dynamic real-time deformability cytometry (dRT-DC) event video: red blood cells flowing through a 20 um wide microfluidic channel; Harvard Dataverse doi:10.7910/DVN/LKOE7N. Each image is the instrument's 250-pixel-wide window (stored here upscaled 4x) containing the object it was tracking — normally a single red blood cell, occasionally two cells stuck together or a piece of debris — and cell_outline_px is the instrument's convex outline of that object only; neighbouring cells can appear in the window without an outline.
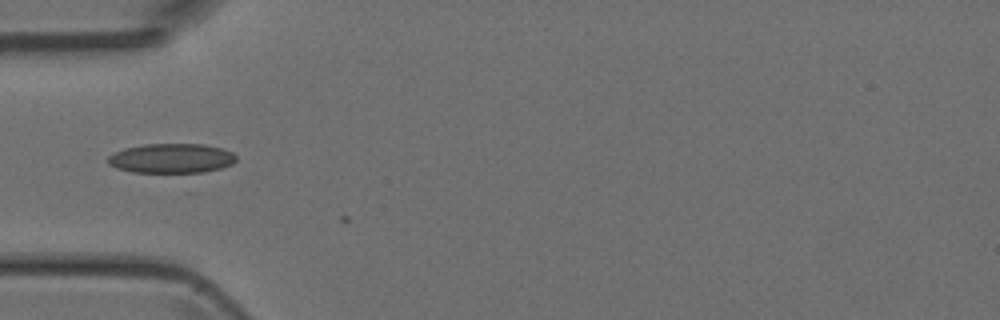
{"species": "Egyptian fruit bat (a non-hibernating species)", "species_latin": "Rousettus aegyptiacus", "temperature_condition": "room temperature", "stored_images_in_passage": 3, "camera_frame_rate_fps": 3000, "um_per_image_px": 0.085, "animal": {"sex": "female"}, "frame": {"image": 1, "passage_image": 2, "time_ms": 0.333, "image_size_px": [1000, 320], "cell_outline_px": [[236, 160], [232, 164], [220, 168], [188, 176], [132, 172], [116, 168], [108, 164], [108, 156], [124, 148], [144, 144], [204, 144], [224, 148], [232, 152], [236, 156]], "centroid_in_image_um": [14.6, 13.51], "position_along_channel_um": 70.4, "area_um2": 23.18}}